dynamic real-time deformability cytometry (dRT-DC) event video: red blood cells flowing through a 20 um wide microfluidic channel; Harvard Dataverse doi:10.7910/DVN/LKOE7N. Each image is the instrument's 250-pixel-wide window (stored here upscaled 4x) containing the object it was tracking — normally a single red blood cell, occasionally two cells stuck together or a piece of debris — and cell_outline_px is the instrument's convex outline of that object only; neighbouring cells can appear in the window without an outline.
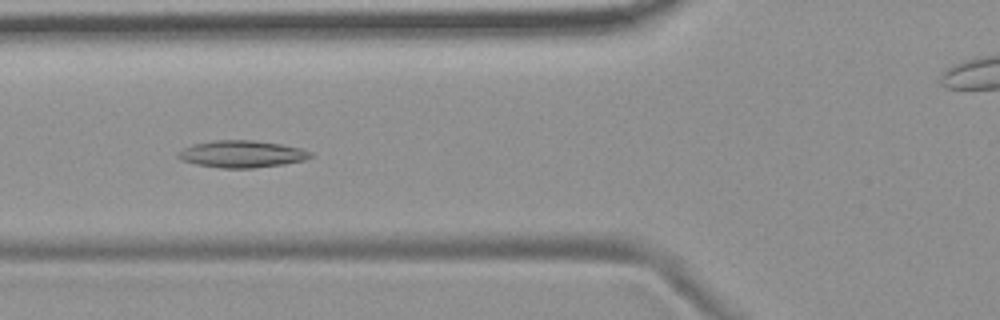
{"species": "common noctule bat (a hibernating species)", "species_latin": "Nyctalus noctula", "temperature_condition": "room temperature", "stored_images_in_passage": 6, "camera_frame_rate_fps": 3000, "um_per_image_px": 0.085, "animal": {"sex": "female", "body_mass_g": 19.9}, "frame": {"image": 1, "passage_image": 3, "time_ms": 2.0, "image_size_px": [1000, 320], "cell_outline_px": [[312, 156], [304, 160], [284, 164], [252, 168], [220, 168], [196, 164], [180, 160], [176, 156], [176, 152], [192, 144], [212, 140], [256, 140], [280, 144], [300, 148], [312, 152]], "centroid_in_image_um": [20.51, 13.09], "position_along_channel_um": 105.3, "area_um2": 20.98}}
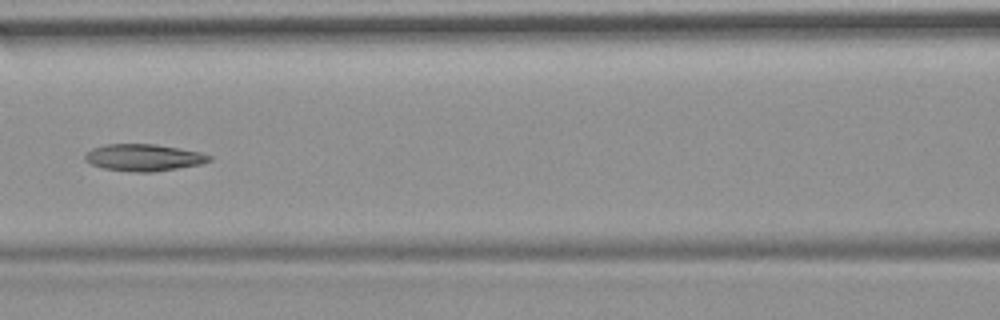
{"frame": {"image": 2, "passage_image": 4, "time_ms": 3.333, "image_size_px": [1000, 320], "cell_outline_px": [[212, 160], [200, 164], [152, 172], [136, 172], [104, 168], [92, 164], [84, 160], [84, 156], [92, 148], [104, 144], [156, 144], [200, 152], [212, 156]], "centroid_in_image_um": [12.21, 13.38], "position_along_channel_um": 154.4, "area_um2": 19.31}}
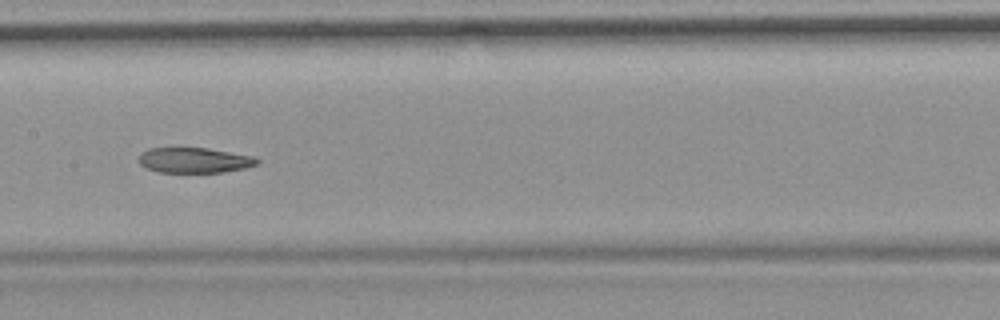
{"frame": {"image": 3, "passage_image": 5, "time_ms": 4.333, "image_size_px": [1000, 320], "cell_outline_px": [[260, 164], [244, 168], [220, 172], [156, 172], [140, 164], [140, 152], [148, 148], [208, 148], [256, 156], [260, 160]], "centroid_in_image_um": [16.57, 13.61], "position_along_channel_um": 190.8, "area_um2": 17.51}}